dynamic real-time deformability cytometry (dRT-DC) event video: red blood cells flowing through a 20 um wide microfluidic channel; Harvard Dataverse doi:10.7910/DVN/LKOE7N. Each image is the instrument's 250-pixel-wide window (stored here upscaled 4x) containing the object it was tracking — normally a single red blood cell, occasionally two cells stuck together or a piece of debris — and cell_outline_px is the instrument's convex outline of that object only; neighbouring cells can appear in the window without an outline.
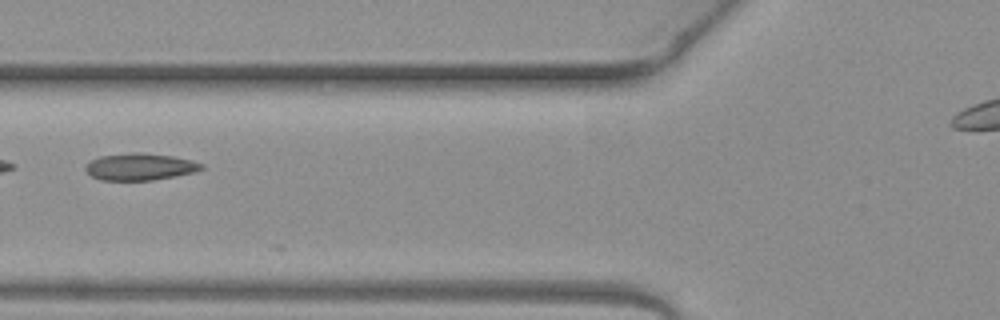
{"species": "common noctule bat (a hibernating species)", "species_latin": "Nyctalus noctula", "temperature_condition": "warm", "stored_images_in_passage": 6, "camera_frame_rate_fps": 3000, "um_per_image_px": 0.085, "animal": {"sex": "female", "body_mass_g": 19.3, "forearm_length_mm": 54.1}, "frame": {"image": 1, "passage_image": 6, "time_ms": 1.667, "image_size_px": [1000, 320], "cell_outline_px": [[204, 168], [196, 172], [176, 176], [152, 180], [100, 180], [92, 176], [84, 168], [84, 164], [100, 156], [132, 152], [140, 152], [172, 156], [192, 160], [204, 164]], "centroid_in_image_um": [11.91, 14.17], "position_along_channel_um": 113.9, "area_um2": 18.32}}